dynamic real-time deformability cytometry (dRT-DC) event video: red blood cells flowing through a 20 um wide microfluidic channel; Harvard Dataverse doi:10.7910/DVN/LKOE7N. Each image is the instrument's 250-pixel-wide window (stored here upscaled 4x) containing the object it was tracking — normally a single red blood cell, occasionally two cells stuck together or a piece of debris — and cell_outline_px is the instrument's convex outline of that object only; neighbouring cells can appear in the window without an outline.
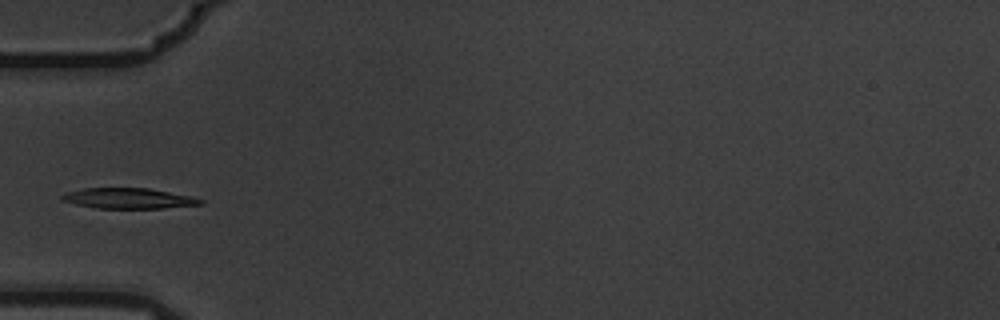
{"species": "common noctule bat (a hibernating species)", "species_latin": "Nyctalus noctula", "temperature_condition": "warm", "stored_images_in_passage": 4, "camera_frame_rate_fps": 3000, "um_per_image_px": 0.085, "animal": {"sex": "male", "body_mass_g": 19.5, "forearm_length_mm": 54.6}, "frame": {"image": 1, "passage_image": 4, "time_ms": 1.0, "image_size_px": [1000, 320], "cell_outline_px": [[204, 204], [164, 208], [96, 208], [76, 204], [64, 200], [60, 196], [68, 192], [84, 188], [148, 188], [192, 196], [204, 200]], "centroid_in_image_um": [10.99, 16.86], "position_along_channel_um": 74.0, "area_um2": 16.42}}